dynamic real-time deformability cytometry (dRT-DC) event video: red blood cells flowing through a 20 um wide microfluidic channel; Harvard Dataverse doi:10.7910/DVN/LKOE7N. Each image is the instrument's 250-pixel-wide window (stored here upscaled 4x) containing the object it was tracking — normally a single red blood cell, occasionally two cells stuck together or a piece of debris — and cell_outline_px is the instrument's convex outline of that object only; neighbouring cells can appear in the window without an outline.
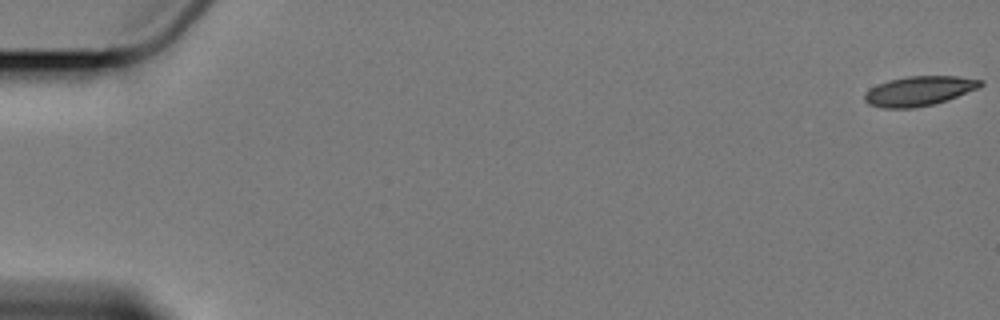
{"species": "Egyptian fruit bat (a non-hibernating species)", "species_latin": "Rousettus aegyptiacus", "temperature_condition": "cold", "stored_images_in_passage": 4, "camera_frame_rate_fps": 3000, "um_per_image_px": 0.085, "animal": {"sex": "female"}, "frame": {"image": 1, "passage_image": 1, "time_ms": 0.0, "image_size_px": [1000, 320], "cell_outline_px": [[984, 84], [980, 88], [948, 100], [936, 104], [912, 108], [884, 108], [868, 104], [864, 100], [864, 96], [872, 88], [888, 80], [908, 76], [956, 76], [984, 80]], "centroid_in_image_um": [78.2, 7.73], "position_along_channel_um": 6.8, "area_um2": 20.06}}